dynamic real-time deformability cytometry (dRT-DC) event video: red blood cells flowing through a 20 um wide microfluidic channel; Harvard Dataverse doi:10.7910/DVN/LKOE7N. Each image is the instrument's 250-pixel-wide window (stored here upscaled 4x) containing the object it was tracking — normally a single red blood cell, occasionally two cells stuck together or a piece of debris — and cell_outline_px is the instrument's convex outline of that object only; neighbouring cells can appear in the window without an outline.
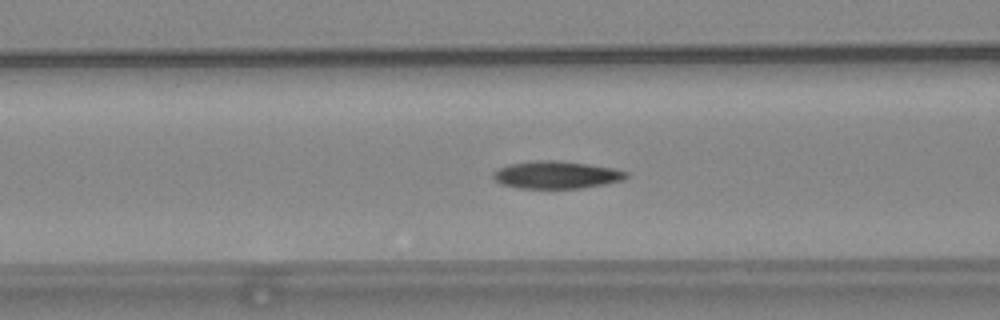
{"species": "common noctule bat (a hibernating species)", "species_latin": "Nyctalus noctula", "temperature_condition": "warm", "stored_images_in_passage": 47, "camera_frame_rate_fps": 3000, "um_per_image_px": 0.085, "animal": {"sex": "female", "body_mass_g": 24.6, "forearm_length_mm": 56.2}, "frame": {"image": 1, "passage_image": 14, "time_ms": 4.333, "image_size_px": [1000, 320], "cell_outline_px": [[628, 176], [624, 180], [584, 188], [520, 188], [500, 184], [492, 176], [492, 172], [508, 164], [536, 160], [556, 160], [588, 164], [612, 168], [628, 172]], "centroid_in_image_um": [47.28, 14.86], "position_along_channel_um": 119.3, "area_um2": 21.33}}
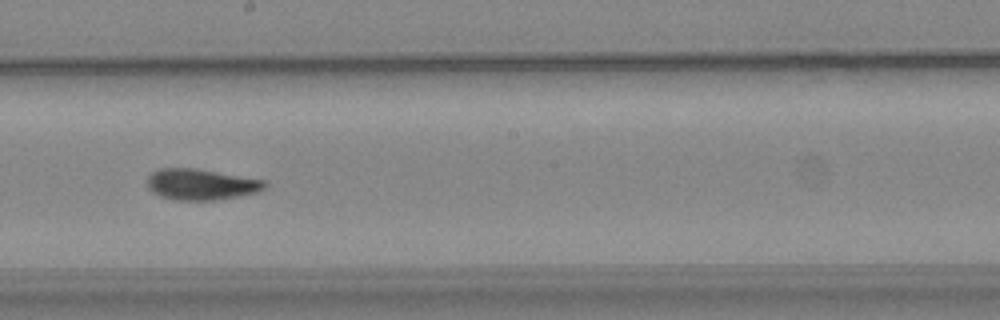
{"frame": {"image": 2, "passage_image": 23, "time_ms": 7.333, "image_size_px": [1000, 320], "cell_outline_px": [[268, 184], [264, 188], [256, 192], [216, 200], [176, 200], [160, 196], [152, 192], [148, 188], [148, 176], [152, 172], [160, 168], [196, 168], [264, 180]], "centroid_in_image_um": [17.06, 15.67], "position_along_channel_um": 231.1, "area_um2": 21.1}}
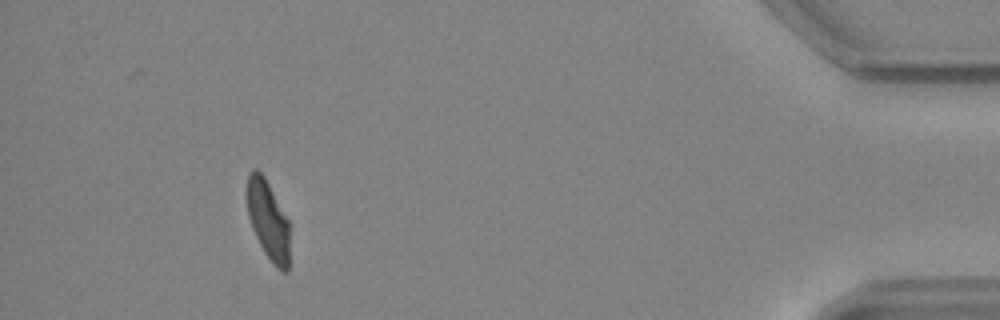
{"frame": {"image": 3, "passage_image": 43, "time_ms": 14.0, "image_size_px": [1000, 320], "cell_outline_px": [[288, 272], [280, 272], [272, 264], [264, 252], [252, 228], [248, 216], [244, 192], [248, 172], [252, 168], [256, 168], [264, 176], [288, 220]], "centroid_in_image_um": [22.72, 18.66], "position_along_channel_um": 412.5, "area_um2": 19.94}, "authors_computed_cell_mechanics": {"area_um2": 21.097, "velocity_mm_per_s": 3.7267, "shape_relaxation_time_tau1_ms": 5.6785, "shape_relaxation_time_tau2_ms": 2.6661, "deformation_change_tau1": 0.2004, "deformation_change_tau2": 0.0979}}